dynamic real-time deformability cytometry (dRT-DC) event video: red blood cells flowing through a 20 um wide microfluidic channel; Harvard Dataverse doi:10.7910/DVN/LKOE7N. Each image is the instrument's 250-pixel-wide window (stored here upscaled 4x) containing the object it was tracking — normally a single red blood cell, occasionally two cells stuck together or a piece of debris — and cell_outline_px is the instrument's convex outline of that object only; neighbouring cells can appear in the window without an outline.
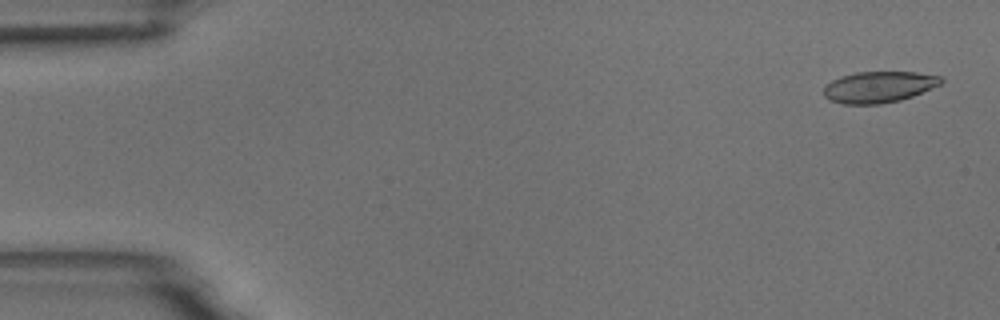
{"species": "common noctule bat (a hibernating species)", "species_latin": "Nyctalus noctula", "temperature_condition": "room temperature", "stored_images_in_passage": 32, "camera_frame_rate_fps": 3000, "um_per_image_px": 0.085, "animal": {"sex": "male", "body_mass_g": 18.8}, "frame": {"image": 1, "passage_image": 2, "time_ms": 0.333, "image_size_px": [1000, 320], "cell_outline_px": [[944, 80], [940, 84], [912, 96], [900, 100], [880, 104], [844, 104], [828, 100], [824, 96], [824, 84], [840, 76], [856, 72], [916, 72], [940, 76]], "centroid_in_image_um": [74.65, 7.39], "position_along_channel_um": 10.3, "area_um2": 21.39}}
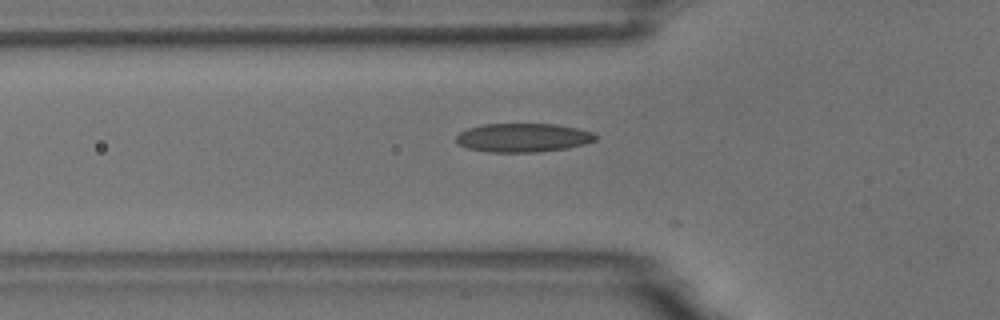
{"frame": {"image": 2, "passage_image": 18, "time_ms": 5.667, "image_size_px": [1000, 320], "cell_outline_px": [[600, 136], [596, 140], [584, 144], [568, 148], [536, 152], [488, 152], [468, 148], [460, 144], [456, 140], [456, 136], [460, 132], [468, 128], [484, 124], [556, 124], [596, 132]], "centroid_in_image_um": [44.52, 11.7], "position_along_channel_um": 81.3, "area_um2": 23.47}}
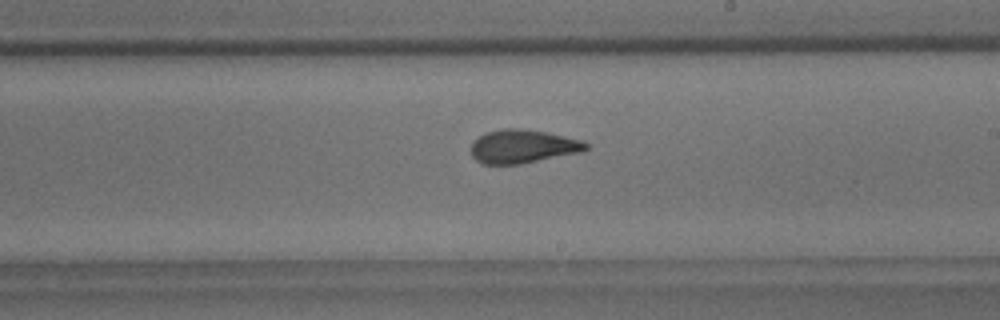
{"frame": {"image": 3, "passage_image": 31, "time_ms": 10.0, "image_size_px": [1000, 320], "cell_outline_px": [[588, 148], [584, 152], [520, 164], [484, 164], [476, 160], [472, 156], [472, 144], [484, 132], [504, 128], [516, 128], [544, 132], [584, 140], [588, 144]], "centroid_in_image_um": [44.48, 12.45], "position_along_channel_um": 244.5, "area_um2": 22.43}}